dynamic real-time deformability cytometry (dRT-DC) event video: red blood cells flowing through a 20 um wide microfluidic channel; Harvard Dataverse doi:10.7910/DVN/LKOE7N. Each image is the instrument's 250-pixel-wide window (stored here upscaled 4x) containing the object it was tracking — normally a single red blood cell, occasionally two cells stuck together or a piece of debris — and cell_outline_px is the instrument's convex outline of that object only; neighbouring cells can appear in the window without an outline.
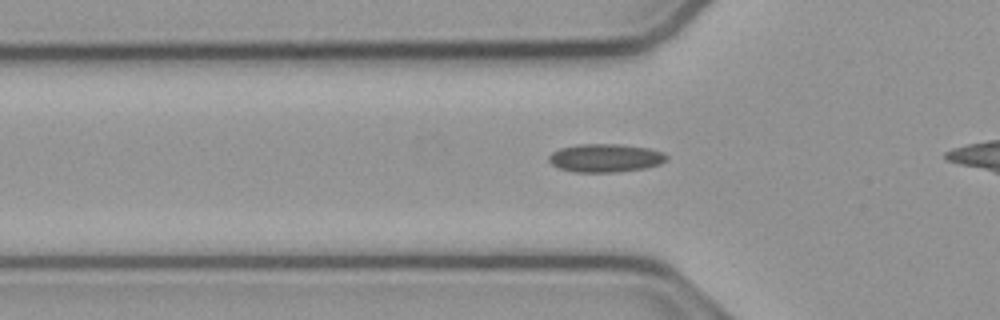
{"species": "common noctule bat (a hibernating species)", "species_latin": "Nyctalus noctula", "temperature_condition": "cold", "stored_images_in_passage": 31, "camera_frame_rate_fps": 3000, "um_per_image_px": 0.085, "animal": {"sex": "male", "body_mass_g": 23.1, "forearm_length_mm": 52.7}, "frame": {"image": 1, "passage_image": 9, "time_ms": 2.667, "image_size_px": [1000, 320], "cell_outline_px": [[668, 160], [660, 164], [648, 168], [616, 172], [572, 172], [556, 168], [548, 160], [548, 156], [552, 152], [560, 148], [580, 144], [616, 144], [648, 148], [664, 152], [668, 156]], "centroid_in_image_um": [51.46, 13.44], "position_along_channel_um": 74.3, "area_um2": 19.65}}
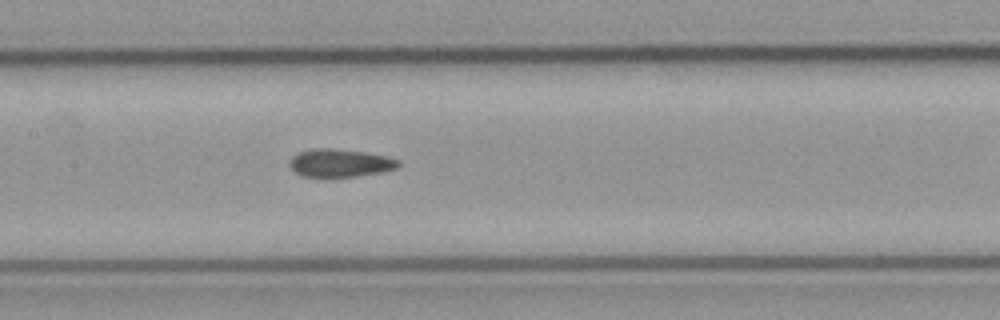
{"frame": {"image": 2, "passage_image": 17, "time_ms": 5.333, "image_size_px": [1000, 320], "cell_outline_px": [[400, 164], [396, 168], [380, 172], [356, 176], [324, 180], [304, 176], [296, 172], [288, 164], [292, 156], [300, 152], [312, 148], [332, 148], [364, 152], [384, 156], [400, 160]], "centroid_in_image_um": [28.85, 13.89], "position_along_channel_um": 178.6, "area_um2": 18.15}}
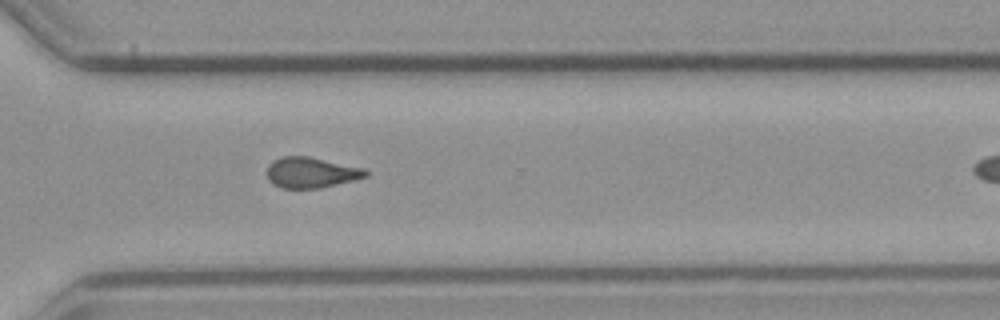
{"frame": {"image": 3, "passage_image": 30, "time_ms": 9.667, "image_size_px": [1000, 320], "cell_outline_px": [[368, 176], [320, 188], [280, 188], [272, 184], [268, 180], [268, 164], [272, 160], [280, 156], [308, 156], [364, 168], [368, 172]], "centroid_in_image_um": [26.4, 14.66], "position_along_channel_um": 344.2, "area_um2": 17.63}}